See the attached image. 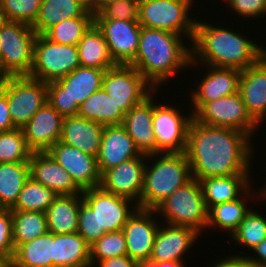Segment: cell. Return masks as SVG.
<instances>
[{
	"label": "cell",
	"mask_w": 266,
	"mask_h": 267,
	"mask_svg": "<svg viewBox=\"0 0 266 267\" xmlns=\"http://www.w3.org/2000/svg\"><path fill=\"white\" fill-rule=\"evenodd\" d=\"M165 216L166 223L173 226L189 227L203 232L208 222V208L200 181L192 178L163 200L155 209Z\"/></svg>",
	"instance_id": "cell-6"
},
{
	"label": "cell",
	"mask_w": 266,
	"mask_h": 267,
	"mask_svg": "<svg viewBox=\"0 0 266 267\" xmlns=\"http://www.w3.org/2000/svg\"><path fill=\"white\" fill-rule=\"evenodd\" d=\"M82 202L81 194L57 196L45 212L48 232L54 234L76 233Z\"/></svg>",
	"instance_id": "cell-28"
},
{
	"label": "cell",
	"mask_w": 266,
	"mask_h": 267,
	"mask_svg": "<svg viewBox=\"0 0 266 267\" xmlns=\"http://www.w3.org/2000/svg\"><path fill=\"white\" fill-rule=\"evenodd\" d=\"M211 267H254L247 256L232 254V256H226L224 259H220L219 262L213 263Z\"/></svg>",
	"instance_id": "cell-48"
},
{
	"label": "cell",
	"mask_w": 266,
	"mask_h": 267,
	"mask_svg": "<svg viewBox=\"0 0 266 267\" xmlns=\"http://www.w3.org/2000/svg\"><path fill=\"white\" fill-rule=\"evenodd\" d=\"M94 19L139 20V0H113L96 13Z\"/></svg>",
	"instance_id": "cell-43"
},
{
	"label": "cell",
	"mask_w": 266,
	"mask_h": 267,
	"mask_svg": "<svg viewBox=\"0 0 266 267\" xmlns=\"http://www.w3.org/2000/svg\"><path fill=\"white\" fill-rule=\"evenodd\" d=\"M165 225L159 227L149 260L183 264V255L201 234L189 227Z\"/></svg>",
	"instance_id": "cell-22"
},
{
	"label": "cell",
	"mask_w": 266,
	"mask_h": 267,
	"mask_svg": "<svg viewBox=\"0 0 266 267\" xmlns=\"http://www.w3.org/2000/svg\"><path fill=\"white\" fill-rule=\"evenodd\" d=\"M102 88L124 114L156 90L133 66L121 64L105 71Z\"/></svg>",
	"instance_id": "cell-10"
},
{
	"label": "cell",
	"mask_w": 266,
	"mask_h": 267,
	"mask_svg": "<svg viewBox=\"0 0 266 267\" xmlns=\"http://www.w3.org/2000/svg\"><path fill=\"white\" fill-rule=\"evenodd\" d=\"M147 159L143 189L140 202L137 205L140 209L154 210L174 191L189 182L192 175L185 152L156 153L147 155ZM149 159L153 161L151 162L152 165L147 164L150 161Z\"/></svg>",
	"instance_id": "cell-4"
},
{
	"label": "cell",
	"mask_w": 266,
	"mask_h": 267,
	"mask_svg": "<svg viewBox=\"0 0 266 267\" xmlns=\"http://www.w3.org/2000/svg\"><path fill=\"white\" fill-rule=\"evenodd\" d=\"M77 233L81 235L90 246L106 233L98 232L97 215L84 201L80 204Z\"/></svg>",
	"instance_id": "cell-45"
},
{
	"label": "cell",
	"mask_w": 266,
	"mask_h": 267,
	"mask_svg": "<svg viewBox=\"0 0 266 267\" xmlns=\"http://www.w3.org/2000/svg\"><path fill=\"white\" fill-rule=\"evenodd\" d=\"M64 117L46 102L21 128L28 147L33 151H48L61 137Z\"/></svg>",
	"instance_id": "cell-19"
},
{
	"label": "cell",
	"mask_w": 266,
	"mask_h": 267,
	"mask_svg": "<svg viewBox=\"0 0 266 267\" xmlns=\"http://www.w3.org/2000/svg\"><path fill=\"white\" fill-rule=\"evenodd\" d=\"M145 160L147 155L142 154L106 170L101 175L99 186L107 192L129 198L138 204L143 189Z\"/></svg>",
	"instance_id": "cell-17"
},
{
	"label": "cell",
	"mask_w": 266,
	"mask_h": 267,
	"mask_svg": "<svg viewBox=\"0 0 266 267\" xmlns=\"http://www.w3.org/2000/svg\"><path fill=\"white\" fill-rule=\"evenodd\" d=\"M132 107L124 116L122 126L133 139L141 154H156V139L153 130V94ZM152 96V97H151Z\"/></svg>",
	"instance_id": "cell-25"
},
{
	"label": "cell",
	"mask_w": 266,
	"mask_h": 267,
	"mask_svg": "<svg viewBox=\"0 0 266 267\" xmlns=\"http://www.w3.org/2000/svg\"><path fill=\"white\" fill-rule=\"evenodd\" d=\"M32 152L21 128L0 133V163L29 162Z\"/></svg>",
	"instance_id": "cell-40"
},
{
	"label": "cell",
	"mask_w": 266,
	"mask_h": 267,
	"mask_svg": "<svg viewBox=\"0 0 266 267\" xmlns=\"http://www.w3.org/2000/svg\"><path fill=\"white\" fill-rule=\"evenodd\" d=\"M58 195L31 177L24 184L11 211L46 212Z\"/></svg>",
	"instance_id": "cell-37"
},
{
	"label": "cell",
	"mask_w": 266,
	"mask_h": 267,
	"mask_svg": "<svg viewBox=\"0 0 266 267\" xmlns=\"http://www.w3.org/2000/svg\"><path fill=\"white\" fill-rule=\"evenodd\" d=\"M250 177L249 175H231L201 179L200 184L208 210L212 206L237 200L243 193V197L246 193L249 197L250 191H253L250 188Z\"/></svg>",
	"instance_id": "cell-27"
},
{
	"label": "cell",
	"mask_w": 266,
	"mask_h": 267,
	"mask_svg": "<svg viewBox=\"0 0 266 267\" xmlns=\"http://www.w3.org/2000/svg\"><path fill=\"white\" fill-rule=\"evenodd\" d=\"M30 177L59 195L82 194L70 174L48 151L32 152L29 160Z\"/></svg>",
	"instance_id": "cell-20"
},
{
	"label": "cell",
	"mask_w": 266,
	"mask_h": 267,
	"mask_svg": "<svg viewBox=\"0 0 266 267\" xmlns=\"http://www.w3.org/2000/svg\"><path fill=\"white\" fill-rule=\"evenodd\" d=\"M110 1L113 0H91V12L96 13L101 7Z\"/></svg>",
	"instance_id": "cell-51"
},
{
	"label": "cell",
	"mask_w": 266,
	"mask_h": 267,
	"mask_svg": "<svg viewBox=\"0 0 266 267\" xmlns=\"http://www.w3.org/2000/svg\"><path fill=\"white\" fill-rule=\"evenodd\" d=\"M77 49L82 67L108 70L117 65L110 55L103 33L95 23L84 33Z\"/></svg>",
	"instance_id": "cell-32"
},
{
	"label": "cell",
	"mask_w": 266,
	"mask_h": 267,
	"mask_svg": "<svg viewBox=\"0 0 266 267\" xmlns=\"http://www.w3.org/2000/svg\"><path fill=\"white\" fill-rule=\"evenodd\" d=\"M48 152L70 174L72 180L82 191L100 185L101 174L97 157L60 141L54 144Z\"/></svg>",
	"instance_id": "cell-16"
},
{
	"label": "cell",
	"mask_w": 266,
	"mask_h": 267,
	"mask_svg": "<svg viewBox=\"0 0 266 267\" xmlns=\"http://www.w3.org/2000/svg\"><path fill=\"white\" fill-rule=\"evenodd\" d=\"M256 256H247L248 260L254 267H266V238L252 249Z\"/></svg>",
	"instance_id": "cell-50"
},
{
	"label": "cell",
	"mask_w": 266,
	"mask_h": 267,
	"mask_svg": "<svg viewBox=\"0 0 266 267\" xmlns=\"http://www.w3.org/2000/svg\"><path fill=\"white\" fill-rule=\"evenodd\" d=\"M83 201L95 212L98 232L121 230L139 208L137 203L125 197L103 190L100 186L82 192ZM130 204H133L129 206Z\"/></svg>",
	"instance_id": "cell-14"
},
{
	"label": "cell",
	"mask_w": 266,
	"mask_h": 267,
	"mask_svg": "<svg viewBox=\"0 0 266 267\" xmlns=\"http://www.w3.org/2000/svg\"><path fill=\"white\" fill-rule=\"evenodd\" d=\"M30 178L29 162L0 163V208L11 209Z\"/></svg>",
	"instance_id": "cell-34"
},
{
	"label": "cell",
	"mask_w": 266,
	"mask_h": 267,
	"mask_svg": "<svg viewBox=\"0 0 266 267\" xmlns=\"http://www.w3.org/2000/svg\"><path fill=\"white\" fill-rule=\"evenodd\" d=\"M207 74L198 84L197 90L191 92L194 114L203 104L215 101L239 92L241 72L233 68H219L205 65ZM209 69V70H208Z\"/></svg>",
	"instance_id": "cell-21"
},
{
	"label": "cell",
	"mask_w": 266,
	"mask_h": 267,
	"mask_svg": "<svg viewBox=\"0 0 266 267\" xmlns=\"http://www.w3.org/2000/svg\"><path fill=\"white\" fill-rule=\"evenodd\" d=\"M116 64L130 65L137 54L141 25L138 20L94 19Z\"/></svg>",
	"instance_id": "cell-15"
},
{
	"label": "cell",
	"mask_w": 266,
	"mask_h": 267,
	"mask_svg": "<svg viewBox=\"0 0 266 267\" xmlns=\"http://www.w3.org/2000/svg\"><path fill=\"white\" fill-rule=\"evenodd\" d=\"M80 66L77 46L58 44L37 35L33 46V65L29 77L50 83Z\"/></svg>",
	"instance_id": "cell-8"
},
{
	"label": "cell",
	"mask_w": 266,
	"mask_h": 267,
	"mask_svg": "<svg viewBox=\"0 0 266 267\" xmlns=\"http://www.w3.org/2000/svg\"><path fill=\"white\" fill-rule=\"evenodd\" d=\"M103 130V125L78 115L64 117L59 141L97 157Z\"/></svg>",
	"instance_id": "cell-26"
},
{
	"label": "cell",
	"mask_w": 266,
	"mask_h": 267,
	"mask_svg": "<svg viewBox=\"0 0 266 267\" xmlns=\"http://www.w3.org/2000/svg\"><path fill=\"white\" fill-rule=\"evenodd\" d=\"M1 88L7 94L9 112L16 128H23L47 102V83L29 76L9 77Z\"/></svg>",
	"instance_id": "cell-11"
},
{
	"label": "cell",
	"mask_w": 266,
	"mask_h": 267,
	"mask_svg": "<svg viewBox=\"0 0 266 267\" xmlns=\"http://www.w3.org/2000/svg\"><path fill=\"white\" fill-rule=\"evenodd\" d=\"M48 232L46 214L39 211H12V237L15 249Z\"/></svg>",
	"instance_id": "cell-35"
},
{
	"label": "cell",
	"mask_w": 266,
	"mask_h": 267,
	"mask_svg": "<svg viewBox=\"0 0 266 267\" xmlns=\"http://www.w3.org/2000/svg\"><path fill=\"white\" fill-rule=\"evenodd\" d=\"M251 137L237 129L211 126L192 120L185 154L192 178L250 175Z\"/></svg>",
	"instance_id": "cell-1"
},
{
	"label": "cell",
	"mask_w": 266,
	"mask_h": 267,
	"mask_svg": "<svg viewBox=\"0 0 266 267\" xmlns=\"http://www.w3.org/2000/svg\"><path fill=\"white\" fill-rule=\"evenodd\" d=\"M136 267H154V262L150 260L137 261Z\"/></svg>",
	"instance_id": "cell-54"
},
{
	"label": "cell",
	"mask_w": 266,
	"mask_h": 267,
	"mask_svg": "<svg viewBox=\"0 0 266 267\" xmlns=\"http://www.w3.org/2000/svg\"><path fill=\"white\" fill-rule=\"evenodd\" d=\"M242 18L257 19L266 15V0H222Z\"/></svg>",
	"instance_id": "cell-46"
},
{
	"label": "cell",
	"mask_w": 266,
	"mask_h": 267,
	"mask_svg": "<svg viewBox=\"0 0 266 267\" xmlns=\"http://www.w3.org/2000/svg\"><path fill=\"white\" fill-rule=\"evenodd\" d=\"M53 267H91L90 245L77 232L54 234Z\"/></svg>",
	"instance_id": "cell-31"
},
{
	"label": "cell",
	"mask_w": 266,
	"mask_h": 267,
	"mask_svg": "<svg viewBox=\"0 0 266 267\" xmlns=\"http://www.w3.org/2000/svg\"><path fill=\"white\" fill-rule=\"evenodd\" d=\"M154 267H184V264L174 261L154 262Z\"/></svg>",
	"instance_id": "cell-52"
},
{
	"label": "cell",
	"mask_w": 266,
	"mask_h": 267,
	"mask_svg": "<svg viewBox=\"0 0 266 267\" xmlns=\"http://www.w3.org/2000/svg\"><path fill=\"white\" fill-rule=\"evenodd\" d=\"M41 2L42 0H0V5L8 21L33 26L39 16Z\"/></svg>",
	"instance_id": "cell-42"
},
{
	"label": "cell",
	"mask_w": 266,
	"mask_h": 267,
	"mask_svg": "<svg viewBox=\"0 0 266 267\" xmlns=\"http://www.w3.org/2000/svg\"><path fill=\"white\" fill-rule=\"evenodd\" d=\"M154 102L153 98L152 125L156 139V153H184L193 113L185 117L173 105Z\"/></svg>",
	"instance_id": "cell-13"
},
{
	"label": "cell",
	"mask_w": 266,
	"mask_h": 267,
	"mask_svg": "<svg viewBox=\"0 0 266 267\" xmlns=\"http://www.w3.org/2000/svg\"><path fill=\"white\" fill-rule=\"evenodd\" d=\"M105 71L79 66L63 78L47 84V102L63 117L78 115L79 106L102 88Z\"/></svg>",
	"instance_id": "cell-5"
},
{
	"label": "cell",
	"mask_w": 266,
	"mask_h": 267,
	"mask_svg": "<svg viewBox=\"0 0 266 267\" xmlns=\"http://www.w3.org/2000/svg\"><path fill=\"white\" fill-rule=\"evenodd\" d=\"M157 212L138 208L122 228L126 238L127 256L134 260H149L160 222Z\"/></svg>",
	"instance_id": "cell-18"
},
{
	"label": "cell",
	"mask_w": 266,
	"mask_h": 267,
	"mask_svg": "<svg viewBox=\"0 0 266 267\" xmlns=\"http://www.w3.org/2000/svg\"><path fill=\"white\" fill-rule=\"evenodd\" d=\"M259 192H257L259 194V197H261L264 201V198L266 200V186H261V189L258 190Z\"/></svg>",
	"instance_id": "cell-56"
},
{
	"label": "cell",
	"mask_w": 266,
	"mask_h": 267,
	"mask_svg": "<svg viewBox=\"0 0 266 267\" xmlns=\"http://www.w3.org/2000/svg\"><path fill=\"white\" fill-rule=\"evenodd\" d=\"M97 264L98 267H136L137 260L123 255L98 261Z\"/></svg>",
	"instance_id": "cell-49"
},
{
	"label": "cell",
	"mask_w": 266,
	"mask_h": 267,
	"mask_svg": "<svg viewBox=\"0 0 266 267\" xmlns=\"http://www.w3.org/2000/svg\"><path fill=\"white\" fill-rule=\"evenodd\" d=\"M54 233L20 244L6 267H53Z\"/></svg>",
	"instance_id": "cell-30"
},
{
	"label": "cell",
	"mask_w": 266,
	"mask_h": 267,
	"mask_svg": "<svg viewBox=\"0 0 266 267\" xmlns=\"http://www.w3.org/2000/svg\"><path fill=\"white\" fill-rule=\"evenodd\" d=\"M78 116L103 126L122 125L125 114L101 88L79 106Z\"/></svg>",
	"instance_id": "cell-33"
},
{
	"label": "cell",
	"mask_w": 266,
	"mask_h": 267,
	"mask_svg": "<svg viewBox=\"0 0 266 267\" xmlns=\"http://www.w3.org/2000/svg\"><path fill=\"white\" fill-rule=\"evenodd\" d=\"M194 0H139V24L142 27L182 35L192 42L196 20L190 18Z\"/></svg>",
	"instance_id": "cell-7"
},
{
	"label": "cell",
	"mask_w": 266,
	"mask_h": 267,
	"mask_svg": "<svg viewBox=\"0 0 266 267\" xmlns=\"http://www.w3.org/2000/svg\"><path fill=\"white\" fill-rule=\"evenodd\" d=\"M256 211L250 209L238 228L230 235L232 242L248 247V250H252L266 238V218Z\"/></svg>",
	"instance_id": "cell-38"
},
{
	"label": "cell",
	"mask_w": 266,
	"mask_h": 267,
	"mask_svg": "<svg viewBox=\"0 0 266 267\" xmlns=\"http://www.w3.org/2000/svg\"><path fill=\"white\" fill-rule=\"evenodd\" d=\"M93 23L94 17L69 18L49 28L43 35L58 44L77 46Z\"/></svg>",
	"instance_id": "cell-39"
},
{
	"label": "cell",
	"mask_w": 266,
	"mask_h": 267,
	"mask_svg": "<svg viewBox=\"0 0 266 267\" xmlns=\"http://www.w3.org/2000/svg\"><path fill=\"white\" fill-rule=\"evenodd\" d=\"M193 119L201 124L237 129L251 138L261 126L248 113L240 92L203 104Z\"/></svg>",
	"instance_id": "cell-12"
},
{
	"label": "cell",
	"mask_w": 266,
	"mask_h": 267,
	"mask_svg": "<svg viewBox=\"0 0 266 267\" xmlns=\"http://www.w3.org/2000/svg\"><path fill=\"white\" fill-rule=\"evenodd\" d=\"M76 17H94L79 0H42L37 20L33 24L37 35H43L54 25Z\"/></svg>",
	"instance_id": "cell-29"
},
{
	"label": "cell",
	"mask_w": 266,
	"mask_h": 267,
	"mask_svg": "<svg viewBox=\"0 0 266 267\" xmlns=\"http://www.w3.org/2000/svg\"><path fill=\"white\" fill-rule=\"evenodd\" d=\"M8 79H9V76L4 71V68H3L2 64H1V60H0V88L7 82Z\"/></svg>",
	"instance_id": "cell-53"
},
{
	"label": "cell",
	"mask_w": 266,
	"mask_h": 267,
	"mask_svg": "<svg viewBox=\"0 0 266 267\" xmlns=\"http://www.w3.org/2000/svg\"><path fill=\"white\" fill-rule=\"evenodd\" d=\"M14 253L12 211L9 208H0V267H6Z\"/></svg>",
	"instance_id": "cell-44"
},
{
	"label": "cell",
	"mask_w": 266,
	"mask_h": 267,
	"mask_svg": "<svg viewBox=\"0 0 266 267\" xmlns=\"http://www.w3.org/2000/svg\"><path fill=\"white\" fill-rule=\"evenodd\" d=\"M9 112L6 92L0 88V133L15 129Z\"/></svg>",
	"instance_id": "cell-47"
},
{
	"label": "cell",
	"mask_w": 266,
	"mask_h": 267,
	"mask_svg": "<svg viewBox=\"0 0 266 267\" xmlns=\"http://www.w3.org/2000/svg\"><path fill=\"white\" fill-rule=\"evenodd\" d=\"M239 92L248 113L261 124L266 116V54L241 72Z\"/></svg>",
	"instance_id": "cell-24"
},
{
	"label": "cell",
	"mask_w": 266,
	"mask_h": 267,
	"mask_svg": "<svg viewBox=\"0 0 266 267\" xmlns=\"http://www.w3.org/2000/svg\"><path fill=\"white\" fill-rule=\"evenodd\" d=\"M182 37L173 32L141 27L137 54L130 65L157 90L179 70L191 66L192 49L182 42Z\"/></svg>",
	"instance_id": "cell-3"
},
{
	"label": "cell",
	"mask_w": 266,
	"mask_h": 267,
	"mask_svg": "<svg viewBox=\"0 0 266 267\" xmlns=\"http://www.w3.org/2000/svg\"><path fill=\"white\" fill-rule=\"evenodd\" d=\"M234 30L196 20L191 67L208 65L243 71L256 64L266 49ZM200 60V61H198ZM194 65V66H193Z\"/></svg>",
	"instance_id": "cell-2"
},
{
	"label": "cell",
	"mask_w": 266,
	"mask_h": 267,
	"mask_svg": "<svg viewBox=\"0 0 266 267\" xmlns=\"http://www.w3.org/2000/svg\"><path fill=\"white\" fill-rule=\"evenodd\" d=\"M7 21H8V19L6 18V15H5V13L2 10L1 5H0V30L7 23Z\"/></svg>",
	"instance_id": "cell-55"
},
{
	"label": "cell",
	"mask_w": 266,
	"mask_h": 267,
	"mask_svg": "<svg viewBox=\"0 0 266 267\" xmlns=\"http://www.w3.org/2000/svg\"><path fill=\"white\" fill-rule=\"evenodd\" d=\"M244 199L245 198L242 199L241 196L237 200L212 206L208 210L206 228L215 229V227H218L232 234L250 211V208L247 207L246 199Z\"/></svg>",
	"instance_id": "cell-36"
},
{
	"label": "cell",
	"mask_w": 266,
	"mask_h": 267,
	"mask_svg": "<svg viewBox=\"0 0 266 267\" xmlns=\"http://www.w3.org/2000/svg\"><path fill=\"white\" fill-rule=\"evenodd\" d=\"M37 34L31 25L7 21L0 30V60L9 77L29 76Z\"/></svg>",
	"instance_id": "cell-9"
},
{
	"label": "cell",
	"mask_w": 266,
	"mask_h": 267,
	"mask_svg": "<svg viewBox=\"0 0 266 267\" xmlns=\"http://www.w3.org/2000/svg\"><path fill=\"white\" fill-rule=\"evenodd\" d=\"M142 154L122 125L104 126L97 156L100 174Z\"/></svg>",
	"instance_id": "cell-23"
},
{
	"label": "cell",
	"mask_w": 266,
	"mask_h": 267,
	"mask_svg": "<svg viewBox=\"0 0 266 267\" xmlns=\"http://www.w3.org/2000/svg\"><path fill=\"white\" fill-rule=\"evenodd\" d=\"M123 255H127V247L126 238L122 229L105 233L90 246L91 267H95V262Z\"/></svg>",
	"instance_id": "cell-41"
},
{
	"label": "cell",
	"mask_w": 266,
	"mask_h": 267,
	"mask_svg": "<svg viewBox=\"0 0 266 267\" xmlns=\"http://www.w3.org/2000/svg\"><path fill=\"white\" fill-rule=\"evenodd\" d=\"M81 3H83L87 9L91 12V0H79Z\"/></svg>",
	"instance_id": "cell-57"
}]
</instances>
